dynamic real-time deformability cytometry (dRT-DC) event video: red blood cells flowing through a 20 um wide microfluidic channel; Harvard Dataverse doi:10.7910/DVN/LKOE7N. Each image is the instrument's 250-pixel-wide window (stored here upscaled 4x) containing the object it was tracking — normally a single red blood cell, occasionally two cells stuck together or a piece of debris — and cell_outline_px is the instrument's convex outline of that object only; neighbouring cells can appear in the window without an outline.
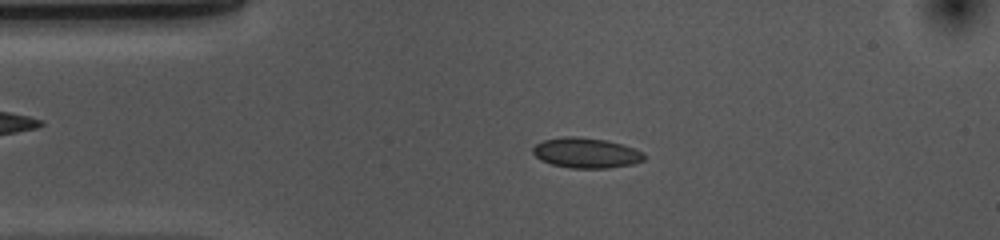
{"species": "common noctule bat (a hibernating species)", "species_latin": "Nyctalus noctula", "temperature_condition": "cold", "stored_images_in_passage": 52, "camera_frame_rate_fps": 3000, "um_per_image_px": 0.085, "animal": {"sex": "female", "body_mass_g": 10.0, "forearm_length_mm": 53.1}, "frame": {"image": 1, "passage_image": 9, "time_ms": 2.667, "image_size_px": [1000, 240], "cell_outline_px": [[644, 160], [632, 164], [608, 168], [572, 168], [552, 164], [540, 160], [532, 152], [532, 148], [536, 144], [544, 140], [564, 136], [576, 136], [604, 140], [620, 144], [644, 152]], "centroid_in_image_um": [49.79, 13.0], "position_along_channel_um": 35.2, "area_um2": 19.42}}
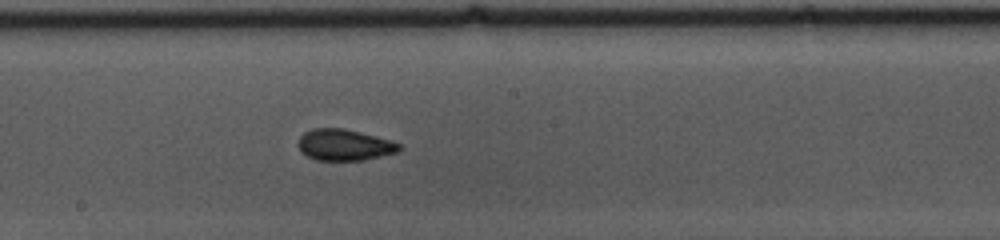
{"frame": {"image": 2, "passage_image": 26, "time_ms": 8.333, "image_size_px": [1000, 240], "cell_outline_px": [[400, 148], [396, 152], [364, 160], [316, 160], [300, 152], [300, 136], [304, 132], [312, 128], [344, 128], [392, 140], [400, 144]], "centroid_in_image_um": [29.27, 12.31], "position_along_channel_um": 218.9, "area_um2": 18.26}}
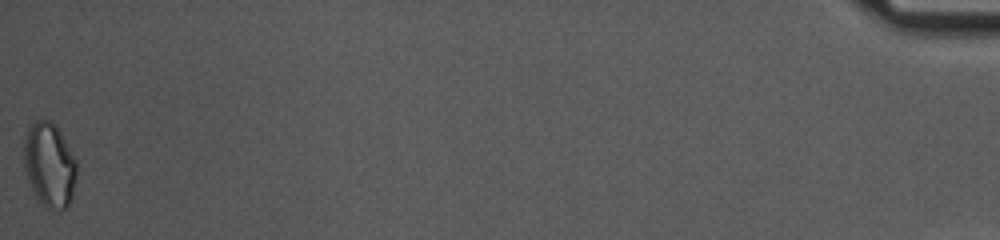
{"frame": {"image": 3, "passage_image": 52, "time_ms": 17.0, "image_size_px": [1000, 240], "cell_outline_px": [[76, 180], [72, 196], [68, 208], [60, 212], [44, 208], [36, 196], [24, 172], [24, 136], [28, 128], [36, 120], [48, 120], [60, 132], [76, 160]], "centroid_in_image_um": [4.2, 14.08], "position_along_channel_um": 431.0, "area_um2": 26.13}, "authors_computed_cell_mechanics": {"area_um2": 18.5827, "velocity_mm_per_s": 3.6663, "shape_relaxation_time_tau1_ms": 8.4595, "shape_relaxation_time_tau2_ms": 2.2258, "deformation_change_tau1": 0.1001, "deformation_change_tau2": 0.0475}}